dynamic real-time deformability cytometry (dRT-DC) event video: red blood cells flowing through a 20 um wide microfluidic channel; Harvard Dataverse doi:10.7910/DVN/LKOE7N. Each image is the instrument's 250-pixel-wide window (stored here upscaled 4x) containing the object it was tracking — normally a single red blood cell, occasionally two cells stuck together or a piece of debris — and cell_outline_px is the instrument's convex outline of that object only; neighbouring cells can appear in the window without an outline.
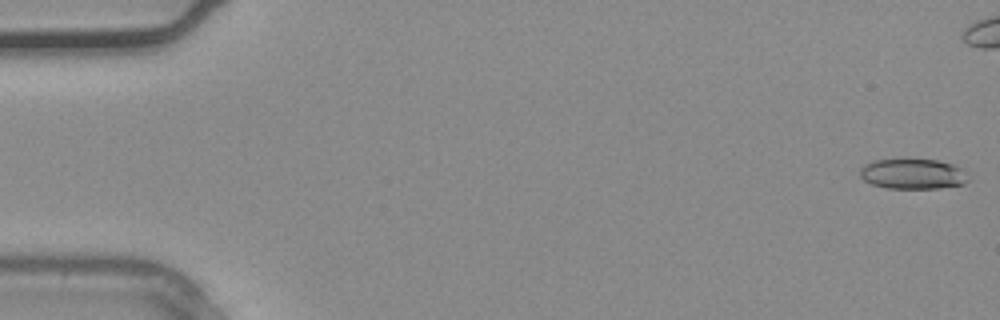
{"species": "common noctule bat (a hibernating species)", "species_latin": "Nyctalus noctula", "temperature_condition": "warm", "stored_images_in_passage": 30, "camera_frame_rate_fps": 3000, "um_per_image_px": 0.085, "animal": {"sex": "male", "body_mass_g": 20.4}, "frame": {"image": 1, "passage_image": 1, "time_ms": 0.0, "image_size_px": [1000, 320], "cell_outline_px": [[972, 180], [964, 184], [940, 188], [888, 188], [872, 184], [864, 180], [860, 176], [860, 168], [864, 164], [872, 160], [900, 156], [936, 160], [952, 164], [960, 168]], "centroid_in_image_um": [77.56, 14.73], "position_along_channel_um": 7.4, "area_um2": 19.94}}
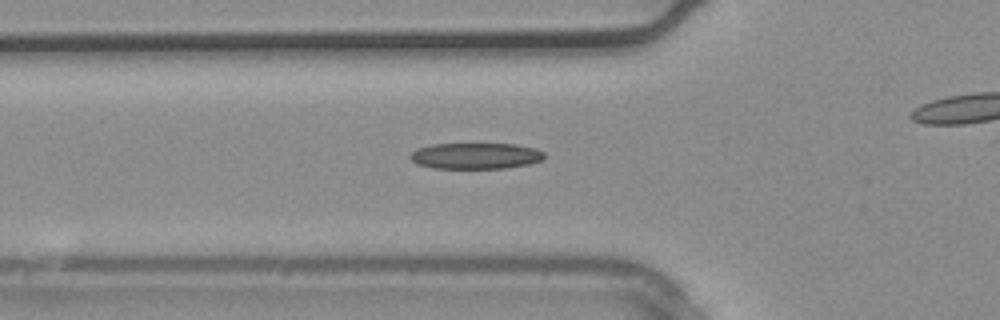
{"frame": {"image": 2, "passage_image": 13, "time_ms": 4.0, "image_size_px": [1000, 320], "cell_outline_px": [[544, 160], [528, 164], [508, 168], [432, 168], [416, 164], [408, 156], [416, 148], [432, 144], [516, 144], [536, 148], [544, 152]], "centroid_in_image_um": [40.43, 13.25], "position_along_channel_um": 85.4, "area_um2": 20.58}}